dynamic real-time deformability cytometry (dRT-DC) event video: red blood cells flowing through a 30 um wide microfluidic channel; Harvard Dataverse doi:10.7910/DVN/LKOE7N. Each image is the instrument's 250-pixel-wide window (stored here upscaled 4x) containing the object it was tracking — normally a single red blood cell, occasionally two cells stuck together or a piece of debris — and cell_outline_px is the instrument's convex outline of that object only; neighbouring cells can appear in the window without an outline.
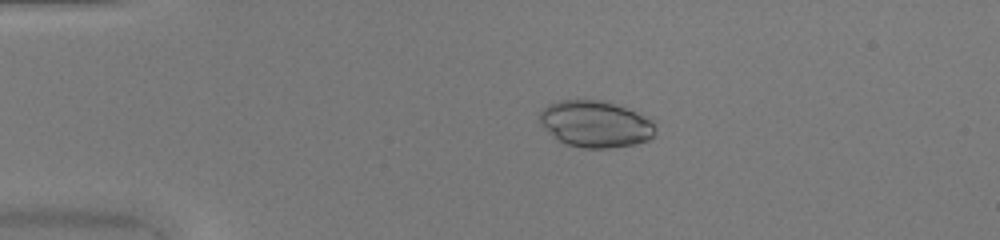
{"species": "common noctule bat (a hibernating species)", "species_latin": "Nyctalus noctula", "temperature_condition": "warm", "stored_images_in_passage": 50, "camera_frame_rate_fps": 3000, "um_per_image_px": 0.085, "animal": {"sex": "female", "body_mass_g": 20.0, "forearm_length_mm": 54.0}, "frame": {"image": 1, "passage_image": 11, "time_ms": 3.333, "image_size_px": [1000, 240], "cell_outline_px": [[656, 136], [648, 140], [636, 144], [612, 148], [584, 148], [568, 144], [556, 140], [540, 124], [540, 112], [548, 104], [560, 100], [604, 100], [636, 112], [656, 120]], "centroid_in_image_um": [50.66, 10.55], "position_along_channel_um": 34.3, "area_um2": 31.85}}
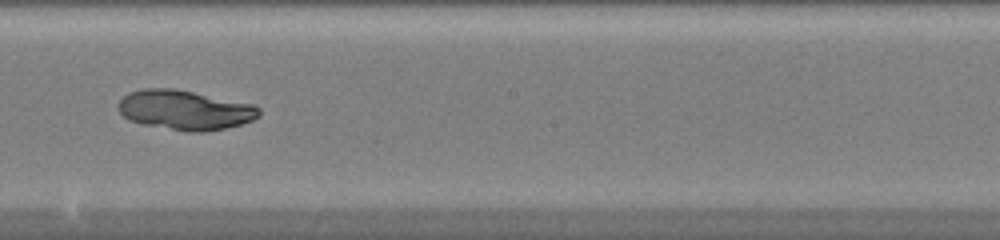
{"frame": {"image": 2, "passage_image": 29, "time_ms": 9.333, "image_size_px": [1000, 240], "cell_outline_px": [[260, 116], [252, 120], [240, 124], [224, 128], [204, 132], [188, 132], [144, 124], [128, 120], [120, 112], [120, 100], [128, 92], [144, 88], [172, 88], [252, 104], [260, 108]], "centroid_in_image_um": [15.72, 9.35], "position_along_channel_um": 232.5, "area_um2": 32.14}}
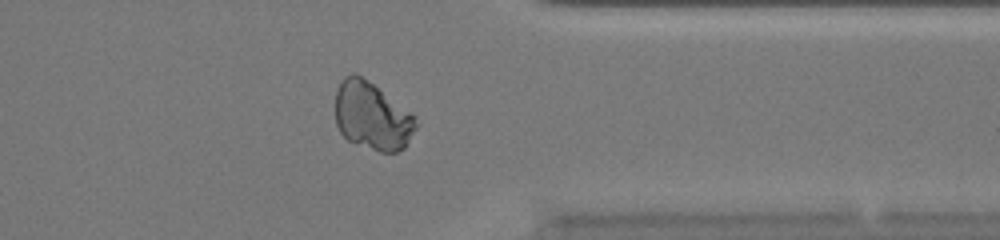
{"frame": {"image": 3, "passage_image": 40, "time_ms": 13.0, "image_size_px": [1000, 240], "cell_outline_px": [[420, 124], [404, 148], [396, 152], [380, 152], [348, 140], [340, 132], [336, 124], [336, 88], [344, 76], [352, 72], [356, 72], [416, 116]], "centroid_in_image_um": [31.64, 9.86], "position_along_channel_um": 379.8, "area_um2": 31.96}}